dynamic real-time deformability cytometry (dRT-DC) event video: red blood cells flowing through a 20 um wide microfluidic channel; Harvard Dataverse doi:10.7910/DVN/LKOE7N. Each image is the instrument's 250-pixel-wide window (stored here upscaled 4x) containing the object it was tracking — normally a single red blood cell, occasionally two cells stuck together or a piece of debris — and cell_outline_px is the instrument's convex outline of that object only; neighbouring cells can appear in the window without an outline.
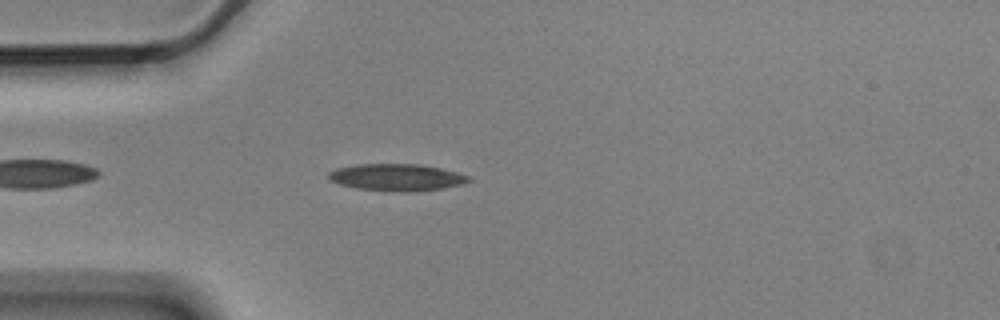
{"species": "Egyptian fruit bat (a non-hibernating species)", "species_latin": "Rousettus aegyptiacus", "temperature_condition": "cold", "stored_images_in_passage": 4, "camera_frame_rate_fps": 3000, "um_per_image_px": 0.085, "animal": {"sex": "male"}, "frame": {"image": 1, "passage_image": 4, "time_ms": 1.0, "image_size_px": [1000, 320], "cell_outline_px": [[472, 180], [460, 184], [440, 188], [408, 192], [400, 192], [356, 188], [340, 184], [328, 180], [328, 172], [336, 168], [356, 164], [420, 164], [440, 168], [456, 172], [468, 176]], "centroid_in_image_um": [33.66, 15.06], "position_along_channel_um": 51.3, "area_um2": 21.85}}